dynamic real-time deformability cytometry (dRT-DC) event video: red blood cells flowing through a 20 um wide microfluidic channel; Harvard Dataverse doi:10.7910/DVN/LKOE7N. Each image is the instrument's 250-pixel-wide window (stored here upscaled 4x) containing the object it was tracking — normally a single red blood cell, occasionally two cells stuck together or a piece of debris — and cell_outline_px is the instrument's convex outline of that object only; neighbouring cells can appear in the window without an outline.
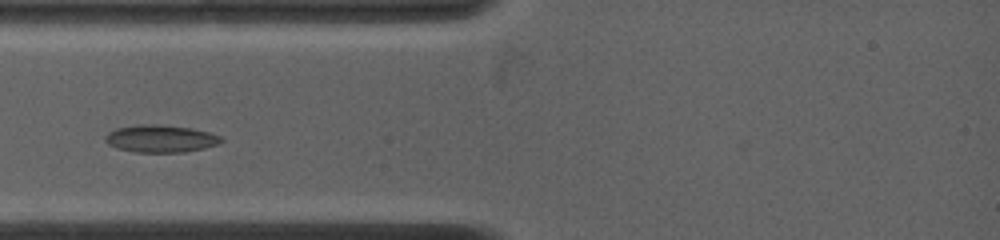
{"species": "common noctule bat (a hibernating species)", "species_latin": "Nyctalus noctula", "temperature_condition": "warm", "stored_images_in_passage": 6, "camera_frame_rate_fps": 4500, "um_per_image_px": 0.085, "animal": {"sex": "female", "body_mass_g": 19.0, "forearm_length_mm": 53.3}, "frame": {"image": 1, "passage_image": 4, "time_ms": 2.444, "image_size_px": [1000, 240], "cell_outline_px": [[224, 140], [216, 144], [204, 148], [184, 152], [136, 152], [116, 148], [108, 144], [104, 140], [104, 136], [108, 132], [116, 128], [136, 124], [160, 124], [192, 128], [224, 136]], "centroid_in_image_um": [13.64, 11.77], "position_along_channel_um": 71.4, "area_um2": 18.73}}
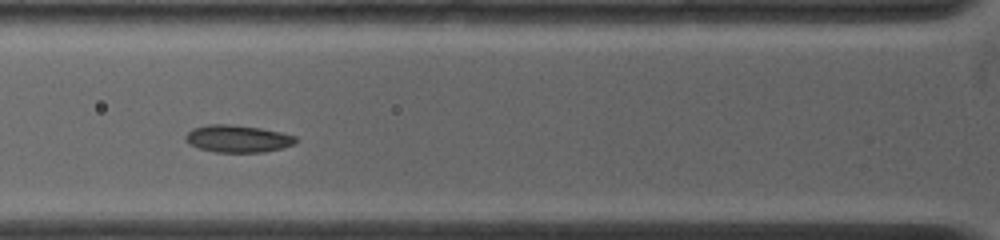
{"frame": {"image": 2, "passage_image": 5, "time_ms": 3.333, "image_size_px": [1000, 240], "cell_outline_px": [[300, 140], [292, 144], [280, 148], [264, 152], [216, 152], [200, 148], [188, 144], [184, 140], [184, 136], [192, 128], [208, 124], [232, 124], [260, 128], [280, 132], [296, 136]], "centroid_in_image_um": [20.17, 11.78], "position_along_channel_um": 105.6, "area_um2": 17.57}}